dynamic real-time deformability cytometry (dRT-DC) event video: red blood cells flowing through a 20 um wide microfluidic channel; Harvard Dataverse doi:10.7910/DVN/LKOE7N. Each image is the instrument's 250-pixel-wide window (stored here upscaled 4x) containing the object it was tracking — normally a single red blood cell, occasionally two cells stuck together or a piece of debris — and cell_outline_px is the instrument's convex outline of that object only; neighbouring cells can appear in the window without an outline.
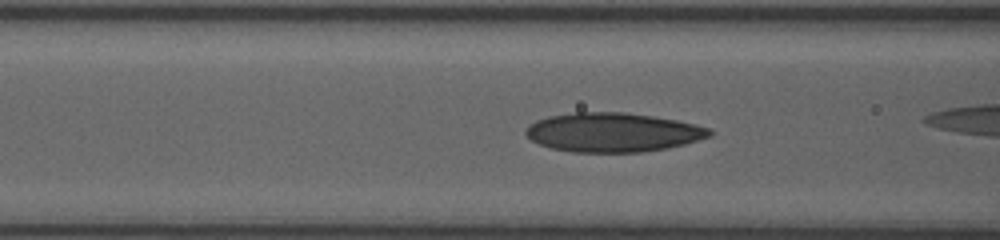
{"species": "human", "species_latin": "Homo sapiens", "temperature_condition": "room temperature", "stored_images_in_passage": 26, "camera_frame_rate_fps": 3000, "um_per_image_px": 0.085, "donor": {"sex": "female"}, "frame": {"image": 1, "passage_image": 5, "time_ms": 1.333, "image_size_px": [1000, 240], "cell_outline_px": [[712, 136], [684, 144], [668, 148], [640, 152], [572, 152], [548, 148], [532, 140], [524, 132], [536, 120], [552, 116], [576, 112], [620, 112], [652, 116], [676, 120], [708, 128], [712, 132]], "centroid_in_image_um": [52.09, 11.26], "position_along_channel_um": 114.5, "area_um2": 41.56}}
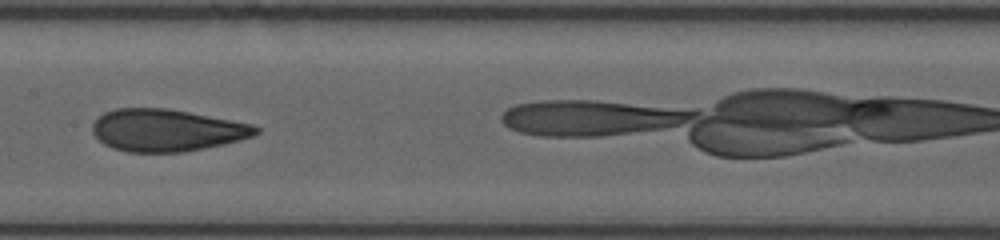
{"frame": {"image": 2, "passage_image": 11, "time_ms": 3.333, "image_size_px": [1000, 240], "cell_outline_px": [[260, 132], [252, 136], [240, 140], [224, 144], [184, 152], [128, 152], [112, 148], [104, 144], [92, 132], [92, 124], [104, 112], [116, 108], [164, 108], [188, 112], [248, 124], [260, 128]], "centroid_in_image_um": [14.12, 11.08], "position_along_channel_um": 193.3, "area_um2": 39.77}}
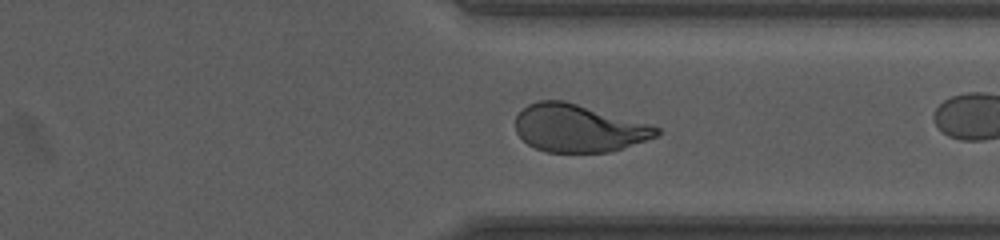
{"frame": {"image": 3, "passage_image": 24, "time_ms": 7.667, "image_size_px": [1000, 240], "cell_outline_px": [[660, 132], [656, 136], [608, 152], [544, 152], [528, 144], [516, 132], [516, 116], [528, 104], [540, 100], [564, 100], [660, 128]], "centroid_in_image_um": [49.11, 10.9], "position_along_channel_um": 362.3, "area_um2": 38.38}}